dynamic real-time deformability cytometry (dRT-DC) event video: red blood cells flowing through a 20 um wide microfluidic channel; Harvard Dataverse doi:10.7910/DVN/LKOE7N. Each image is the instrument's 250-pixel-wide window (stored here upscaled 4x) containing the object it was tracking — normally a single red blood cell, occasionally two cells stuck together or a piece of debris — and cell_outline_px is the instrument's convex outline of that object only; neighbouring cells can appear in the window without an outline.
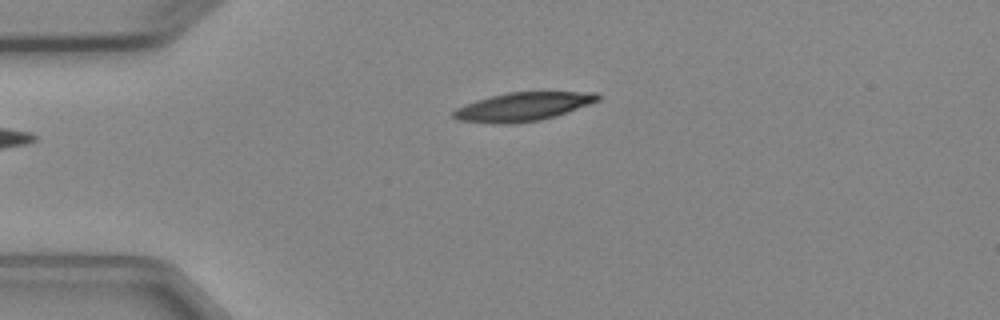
{"species": "Egyptian fruit bat (a non-hibernating species)", "species_latin": "Rousettus aegyptiacus", "temperature_condition": "cold", "stored_images_in_passage": 3, "camera_frame_rate_fps": 3000, "um_per_image_px": 0.085, "animal": {"sex": "female"}, "frame": {"image": 1, "passage_image": 3, "time_ms": 3.333, "image_size_px": [1000, 320], "cell_outline_px": [[600, 100], [556, 116], [540, 120], [508, 124], [496, 124], [460, 120], [452, 116], [452, 112], [456, 108], [464, 104], [476, 100], [508, 92], [596, 92], [600, 96]], "centroid_in_image_um": [44.44, 9.07], "position_along_channel_um": 40.6, "area_um2": 23.93}}